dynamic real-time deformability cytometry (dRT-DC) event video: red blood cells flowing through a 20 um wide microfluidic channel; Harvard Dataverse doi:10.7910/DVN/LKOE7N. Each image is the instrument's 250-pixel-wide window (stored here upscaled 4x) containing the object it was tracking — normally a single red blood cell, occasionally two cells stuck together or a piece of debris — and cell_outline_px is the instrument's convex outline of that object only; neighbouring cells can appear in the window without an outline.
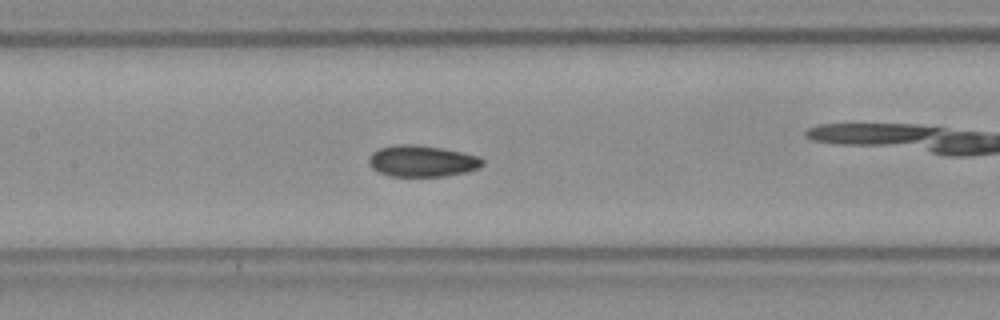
{"species": "Egyptian fruit bat (a non-hibernating species)", "species_latin": "Rousettus aegyptiacus", "temperature_condition": "room temperature", "stored_images_in_passage": 52, "camera_frame_rate_fps": 3000, "um_per_image_px": 0.085, "frame": {"image": 1, "passage_image": 23, "time_ms": 7.333, "image_size_px": [1000, 320], "cell_outline_px": [[484, 164], [480, 168], [464, 172], [444, 176], [388, 176], [372, 168], [368, 164], [368, 160], [372, 152], [380, 148], [396, 144], [416, 144], [440, 148], [460, 152], [476, 156], [484, 160]], "centroid_in_image_um": [35.84, 13.69], "position_along_channel_um": 171.6, "area_um2": 20.69}}
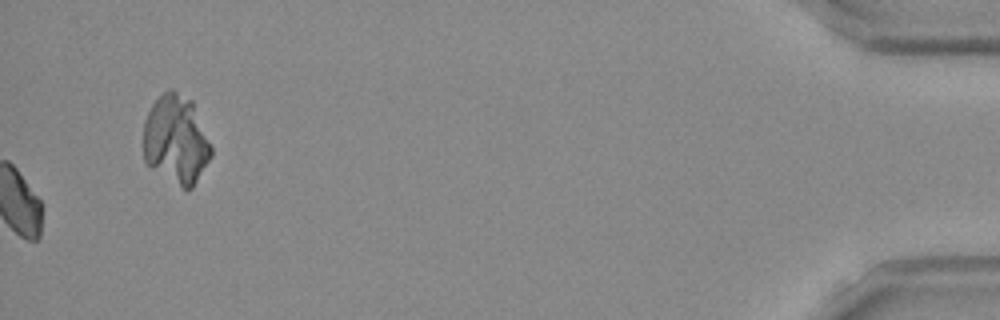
{"frame": {"image": 2, "passage_image": 52, "time_ms": 17.0, "image_size_px": [1000, 320], "cell_outline_px": [[212, 156], [192, 188], [184, 188], [144, 164], [144, 120], [152, 104], [168, 88], [172, 88], [192, 100], [212, 148]], "centroid_in_image_um": [14.95, 11.85], "position_along_channel_um": 420.2, "area_um2": 34.97}, "authors_computed_cell_mechanics": {"area_um2": 20.3456, "velocity_mm_per_s": 3.844, "shape_relaxation_time_tau1_ms": 4.4238, "shape_relaxation_time_tau2_ms": 2.9703, "deformation_change_tau1": 0.0793, "deformation_change_tau2": 0.0391}}